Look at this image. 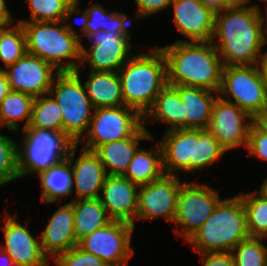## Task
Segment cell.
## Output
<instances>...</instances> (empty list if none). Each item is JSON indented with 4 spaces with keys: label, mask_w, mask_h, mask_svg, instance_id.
Returning <instances> with one entry per match:
<instances>
[{
    "label": "cell",
    "mask_w": 267,
    "mask_h": 266,
    "mask_svg": "<svg viewBox=\"0 0 267 266\" xmlns=\"http://www.w3.org/2000/svg\"><path fill=\"white\" fill-rule=\"evenodd\" d=\"M179 175L164 174L152 182L139 186L136 218L137 220H151L159 217L167 222H173L177 210V200L181 182Z\"/></svg>",
    "instance_id": "4fadbf2b"
},
{
    "label": "cell",
    "mask_w": 267,
    "mask_h": 266,
    "mask_svg": "<svg viewBox=\"0 0 267 266\" xmlns=\"http://www.w3.org/2000/svg\"><path fill=\"white\" fill-rule=\"evenodd\" d=\"M251 125L252 117L249 114L236 104L217 96L208 129L226 152L241 146L247 147Z\"/></svg>",
    "instance_id": "5bb4252c"
},
{
    "label": "cell",
    "mask_w": 267,
    "mask_h": 266,
    "mask_svg": "<svg viewBox=\"0 0 267 266\" xmlns=\"http://www.w3.org/2000/svg\"><path fill=\"white\" fill-rule=\"evenodd\" d=\"M167 64V83L219 92L223 63L213 43L179 40L160 46Z\"/></svg>",
    "instance_id": "7a4b0ae2"
},
{
    "label": "cell",
    "mask_w": 267,
    "mask_h": 266,
    "mask_svg": "<svg viewBox=\"0 0 267 266\" xmlns=\"http://www.w3.org/2000/svg\"><path fill=\"white\" fill-rule=\"evenodd\" d=\"M150 53H134L119 69L124 105L142 116L153 106L157 95L168 84L167 64L159 47Z\"/></svg>",
    "instance_id": "277c9868"
},
{
    "label": "cell",
    "mask_w": 267,
    "mask_h": 266,
    "mask_svg": "<svg viewBox=\"0 0 267 266\" xmlns=\"http://www.w3.org/2000/svg\"><path fill=\"white\" fill-rule=\"evenodd\" d=\"M68 21H21L29 54L50 63L59 72H75L81 64V40Z\"/></svg>",
    "instance_id": "3957f363"
},
{
    "label": "cell",
    "mask_w": 267,
    "mask_h": 266,
    "mask_svg": "<svg viewBox=\"0 0 267 266\" xmlns=\"http://www.w3.org/2000/svg\"><path fill=\"white\" fill-rule=\"evenodd\" d=\"M172 0H135L137 19L144 18L161 12L170 7Z\"/></svg>",
    "instance_id": "ab89813d"
},
{
    "label": "cell",
    "mask_w": 267,
    "mask_h": 266,
    "mask_svg": "<svg viewBox=\"0 0 267 266\" xmlns=\"http://www.w3.org/2000/svg\"><path fill=\"white\" fill-rule=\"evenodd\" d=\"M27 52L26 38L21 23L0 29V61L5 67L14 64Z\"/></svg>",
    "instance_id": "e575fe53"
},
{
    "label": "cell",
    "mask_w": 267,
    "mask_h": 266,
    "mask_svg": "<svg viewBox=\"0 0 267 266\" xmlns=\"http://www.w3.org/2000/svg\"><path fill=\"white\" fill-rule=\"evenodd\" d=\"M158 141L162 150L165 174L190 173V159H193V129H174Z\"/></svg>",
    "instance_id": "7402d4cb"
},
{
    "label": "cell",
    "mask_w": 267,
    "mask_h": 266,
    "mask_svg": "<svg viewBox=\"0 0 267 266\" xmlns=\"http://www.w3.org/2000/svg\"><path fill=\"white\" fill-rule=\"evenodd\" d=\"M70 202L74 211V233L77 242L112 221L99 198L76 199Z\"/></svg>",
    "instance_id": "f1b7e54d"
},
{
    "label": "cell",
    "mask_w": 267,
    "mask_h": 266,
    "mask_svg": "<svg viewBox=\"0 0 267 266\" xmlns=\"http://www.w3.org/2000/svg\"><path fill=\"white\" fill-rule=\"evenodd\" d=\"M0 266H16L12 258L0 248Z\"/></svg>",
    "instance_id": "7dc6e473"
},
{
    "label": "cell",
    "mask_w": 267,
    "mask_h": 266,
    "mask_svg": "<svg viewBox=\"0 0 267 266\" xmlns=\"http://www.w3.org/2000/svg\"><path fill=\"white\" fill-rule=\"evenodd\" d=\"M259 192L262 193L267 198V177L263 180Z\"/></svg>",
    "instance_id": "c3c4849f"
},
{
    "label": "cell",
    "mask_w": 267,
    "mask_h": 266,
    "mask_svg": "<svg viewBox=\"0 0 267 266\" xmlns=\"http://www.w3.org/2000/svg\"><path fill=\"white\" fill-rule=\"evenodd\" d=\"M28 127L62 132L61 108L50 94L34 98Z\"/></svg>",
    "instance_id": "836d02e7"
},
{
    "label": "cell",
    "mask_w": 267,
    "mask_h": 266,
    "mask_svg": "<svg viewBox=\"0 0 267 266\" xmlns=\"http://www.w3.org/2000/svg\"><path fill=\"white\" fill-rule=\"evenodd\" d=\"M29 19L17 21H68L74 14L75 0H26Z\"/></svg>",
    "instance_id": "1f68e13d"
},
{
    "label": "cell",
    "mask_w": 267,
    "mask_h": 266,
    "mask_svg": "<svg viewBox=\"0 0 267 266\" xmlns=\"http://www.w3.org/2000/svg\"><path fill=\"white\" fill-rule=\"evenodd\" d=\"M222 199L208 184L185 182L181 185L174 222L176 235L186 242L204 224Z\"/></svg>",
    "instance_id": "30bf717a"
},
{
    "label": "cell",
    "mask_w": 267,
    "mask_h": 266,
    "mask_svg": "<svg viewBox=\"0 0 267 266\" xmlns=\"http://www.w3.org/2000/svg\"><path fill=\"white\" fill-rule=\"evenodd\" d=\"M131 36L103 30L88 34L85 38H88L91 44L88 48L81 43L80 66L89 64L90 71L118 72L133 56Z\"/></svg>",
    "instance_id": "7c38bea8"
},
{
    "label": "cell",
    "mask_w": 267,
    "mask_h": 266,
    "mask_svg": "<svg viewBox=\"0 0 267 266\" xmlns=\"http://www.w3.org/2000/svg\"><path fill=\"white\" fill-rule=\"evenodd\" d=\"M246 149L248 155L267 162V133L259 131L253 124L250 127L248 144Z\"/></svg>",
    "instance_id": "f35d334b"
},
{
    "label": "cell",
    "mask_w": 267,
    "mask_h": 266,
    "mask_svg": "<svg viewBox=\"0 0 267 266\" xmlns=\"http://www.w3.org/2000/svg\"><path fill=\"white\" fill-rule=\"evenodd\" d=\"M135 227L128 222L112 220L78 242V246L101 258L107 265L130 262L135 249L131 237Z\"/></svg>",
    "instance_id": "8fae6325"
},
{
    "label": "cell",
    "mask_w": 267,
    "mask_h": 266,
    "mask_svg": "<svg viewBox=\"0 0 267 266\" xmlns=\"http://www.w3.org/2000/svg\"><path fill=\"white\" fill-rule=\"evenodd\" d=\"M262 237H249L232 251L235 266H267V246Z\"/></svg>",
    "instance_id": "d590c367"
},
{
    "label": "cell",
    "mask_w": 267,
    "mask_h": 266,
    "mask_svg": "<svg viewBox=\"0 0 267 266\" xmlns=\"http://www.w3.org/2000/svg\"><path fill=\"white\" fill-rule=\"evenodd\" d=\"M22 142L18 145L20 178L36 174L68 158L77 144L66 133L27 127L22 129Z\"/></svg>",
    "instance_id": "52a82bcc"
},
{
    "label": "cell",
    "mask_w": 267,
    "mask_h": 266,
    "mask_svg": "<svg viewBox=\"0 0 267 266\" xmlns=\"http://www.w3.org/2000/svg\"><path fill=\"white\" fill-rule=\"evenodd\" d=\"M37 176L43 189L41 200L47 204L62 203V198L66 201V196L73 193V171L68 159L40 172Z\"/></svg>",
    "instance_id": "4316f807"
},
{
    "label": "cell",
    "mask_w": 267,
    "mask_h": 266,
    "mask_svg": "<svg viewBox=\"0 0 267 266\" xmlns=\"http://www.w3.org/2000/svg\"><path fill=\"white\" fill-rule=\"evenodd\" d=\"M257 70L259 72L262 83L265 87L266 95H267V49L261 54L260 58L256 63Z\"/></svg>",
    "instance_id": "f6af8a7d"
},
{
    "label": "cell",
    "mask_w": 267,
    "mask_h": 266,
    "mask_svg": "<svg viewBox=\"0 0 267 266\" xmlns=\"http://www.w3.org/2000/svg\"><path fill=\"white\" fill-rule=\"evenodd\" d=\"M7 5L6 0H0V29L9 27L16 21Z\"/></svg>",
    "instance_id": "7bdbcfd3"
},
{
    "label": "cell",
    "mask_w": 267,
    "mask_h": 266,
    "mask_svg": "<svg viewBox=\"0 0 267 266\" xmlns=\"http://www.w3.org/2000/svg\"><path fill=\"white\" fill-rule=\"evenodd\" d=\"M15 216L5 213L4 243L0 246L14 261L16 266H49V259L43 254L40 237H34Z\"/></svg>",
    "instance_id": "2e32d148"
},
{
    "label": "cell",
    "mask_w": 267,
    "mask_h": 266,
    "mask_svg": "<svg viewBox=\"0 0 267 266\" xmlns=\"http://www.w3.org/2000/svg\"><path fill=\"white\" fill-rule=\"evenodd\" d=\"M151 118V119H150ZM149 119L167 124L166 131L184 129V105L179 92L167 84L157 95L153 106L143 116V122Z\"/></svg>",
    "instance_id": "484cf974"
},
{
    "label": "cell",
    "mask_w": 267,
    "mask_h": 266,
    "mask_svg": "<svg viewBox=\"0 0 267 266\" xmlns=\"http://www.w3.org/2000/svg\"><path fill=\"white\" fill-rule=\"evenodd\" d=\"M241 1L244 2V3H249V2H251L253 0H241ZM257 1L265 3V5H266L265 7H267V0H257Z\"/></svg>",
    "instance_id": "f907efd6"
},
{
    "label": "cell",
    "mask_w": 267,
    "mask_h": 266,
    "mask_svg": "<svg viewBox=\"0 0 267 266\" xmlns=\"http://www.w3.org/2000/svg\"><path fill=\"white\" fill-rule=\"evenodd\" d=\"M34 97L23 92L10 91L0 104V126L10 131H18L19 121L24 120L23 128L29 126Z\"/></svg>",
    "instance_id": "f546056e"
},
{
    "label": "cell",
    "mask_w": 267,
    "mask_h": 266,
    "mask_svg": "<svg viewBox=\"0 0 267 266\" xmlns=\"http://www.w3.org/2000/svg\"><path fill=\"white\" fill-rule=\"evenodd\" d=\"M216 38L218 43L214 42ZM211 42L223 66L256 65L265 47V21L260 5L241 1L215 13Z\"/></svg>",
    "instance_id": "6da1fadb"
},
{
    "label": "cell",
    "mask_w": 267,
    "mask_h": 266,
    "mask_svg": "<svg viewBox=\"0 0 267 266\" xmlns=\"http://www.w3.org/2000/svg\"><path fill=\"white\" fill-rule=\"evenodd\" d=\"M129 262H125V263H119V264H111V265H106V266H128Z\"/></svg>",
    "instance_id": "816d5d0a"
},
{
    "label": "cell",
    "mask_w": 267,
    "mask_h": 266,
    "mask_svg": "<svg viewBox=\"0 0 267 266\" xmlns=\"http://www.w3.org/2000/svg\"><path fill=\"white\" fill-rule=\"evenodd\" d=\"M56 266H106L107 264L94 254L82 250L78 245L60 254L54 261Z\"/></svg>",
    "instance_id": "74e56055"
},
{
    "label": "cell",
    "mask_w": 267,
    "mask_h": 266,
    "mask_svg": "<svg viewBox=\"0 0 267 266\" xmlns=\"http://www.w3.org/2000/svg\"><path fill=\"white\" fill-rule=\"evenodd\" d=\"M165 174L163 169L162 150L159 142L152 150L141 147L136 151L123 175L138 186L146 185Z\"/></svg>",
    "instance_id": "83f0119b"
},
{
    "label": "cell",
    "mask_w": 267,
    "mask_h": 266,
    "mask_svg": "<svg viewBox=\"0 0 267 266\" xmlns=\"http://www.w3.org/2000/svg\"><path fill=\"white\" fill-rule=\"evenodd\" d=\"M83 83L94 108L124 105L118 72L89 71Z\"/></svg>",
    "instance_id": "d4e9b609"
},
{
    "label": "cell",
    "mask_w": 267,
    "mask_h": 266,
    "mask_svg": "<svg viewBox=\"0 0 267 266\" xmlns=\"http://www.w3.org/2000/svg\"><path fill=\"white\" fill-rule=\"evenodd\" d=\"M19 178L17 141L0 133V187Z\"/></svg>",
    "instance_id": "8d00e7d4"
},
{
    "label": "cell",
    "mask_w": 267,
    "mask_h": 266,
    "mask_svg": "<svg viewBox=\"0 0 267 266\" xmlns=\"http://www.w3.org/2000/svg\"><path fill=\"white\" fill-rule=\"evenodd\" d=\"M203 266H235L231 252L199 253Z\"/></svg>",
    "instance_id": "60d3db41"
},
{
    "label": "cell",
    "mask_w": 267,
    "mask_h": 266,
    "mask_svg": "<svg viewBox=\"0 0 267 266\" xmlns=\"http://www.w3.org/2000/svg\"><path fill=\"white\" fill-rule=\"evenodd\" d=\"M252 124L259 131L267 133V106L252 117Z\"/></svg>",
    "instance_id": "ee69618b"
},
{
    "label": "cell",
    "mask_w": 267,
    "mask_h": 266,
    "mask_svg": "<svg viewBox=\"0 0 267 266\" xmlns=\"http://www.w3.org/2000/svg\"><path fill=\"white\" fill-rule=\"evenodd\" d=\"M79 2H75L73 8V14L80 16L81 28L80 34L78 33L81 41V37H86L88 34L96 33L100 30L108 32H116L118 34H130V27L133 20H130L126 13L109 11L101 4L95 3L88 5L81 12ZM129 29V30H128Z\"/></svg>",
    "instance_id": "603a6c76"
},
{
    "label": "cell",
    "mask_w": 267,
    "mask_h": 266,
    "mask_svg": "<svg viewBox=\"0 0 267 266\" xmlns=\"http://www.w3.org/2000/svg\"><path fill=\"white\" fill-rule=\"evenodd\" d=\"M218 95L251 117L267 106L265 87L256 65L223 66Z\"/></svg>",
    "instance_id": "9c48e42d"
},
{
    "label": "cell",
    "mask_w": 267,
    "mask_h": 266,
    "mask_svg": "<svg viewBox=\"0 0 267 266\" xmlns=\"http://www.w3.org/2000/svg\"><path fill=\"white\" fill-rule=\"evenodd\" d=\"M250 237L267 238V198L259 191L240 193Z\"/></svg>",
    "instance_id": "d6a6232c"
},
{
    "label": "cell",
    "mask_w": 267,
    "mask_h": 266,
    "mask_svg": "<svg viewBox=\"0 0 267 266\" xmlns=\"http://www.w3.org/2000/svg\"><path fill=\"white\" fill-rule=\"evenodd\" d=\"M11 91L23 92L32 97L49 94L55 76L59 73L50 63L38 56L26 54L3 69Z\"/></svg>",
    "instance_id": "9a60e30c"
},
{
    "label": "cell",
    "mask_w": 267,
    "mask_h": 266,
    "mask_svg": "<svg viewBox=\"0 0 267 266\" xmlns=\"http://www.w3.org/2000/svg\"><path fill=\"white\" fill-rule=\"evenodd\" d=\"M81 66L75 72H59L52 83L49 94L60 105L62 132L75 143L87 133L94 107L86 93L81 78Z\"/></svg>",
    "instance_id": "8992f818"
},
{
    "label": "cell",
    "mask_w": 267,
    "mask_h": 266,
    "mask_svg": "<svg viewBox=\"0 0 267 266\" xmlns=\"http://www.w3.org/2000/svg\"><path fill=\"white\" fill-rule=\"evenodd\" d=\"M249 237L246 212L238 194L223 198L187 243L197 253L231 252Z\"/></svg>",
    "instance_id": "5b68a950"
},
{
    "label": "cell",
    "mask_w": 267,
    "mask_h": 266,
    "mask_svg": "<svg viewBox=\"0 0 267 266\" xmlns=\"http://www.w3.org/2000/svg\"><path fill=\"white\" fill-rule=\"evenodd\" d=\"M10 91L11 87L7 75L3 72V70H0V104Z\"/></svg>",
    "instance_id": "bcb514c9"
},
{
    "label": "cell",
    "mask_w": 267,
    "mask_h": 266,
    "mask_svg": "<svg viewBox=\"0 0 267 266\" xmlns=\"http://www.w3.org/2000/svg\"><path fill=\"white\" fill-rule=\"evenodd\" d=\"M175 28L189 42H210L214 31L215 13L198 0H172Z\"/></svg>",
    "instance_id": "ac0fdd59"
},
{
    "label": "cell",
    "mask_w": 267,
    "mask_h": 266,
    "mask_svg": "<svg viewBox=\"0 0 267 266\" xmlns=\"http://www.w3.org/2000/svg\"><path fill=\"white\" fill-rule=\"evenodd\" d=\"M40 234L43 254L52 262L62 253L78 245L74 233V211L69 201L60 206L48 219Z\"/></svg>",
    "instance_id": "ffe728a7"
},
{
    "label": "cell",
    "mask_w": 267,
    "mask_h": 266,
    "mask_svg": "<svg viewBox=\"0 0 267 266\" xmlns=\"http://www.w3.org/2000/svg\"><path fill=\"white\" fill-rule=\"evenodd\" d=\"M137 184L120 175H107L99 200L112 220L133 223L136 218Z\"/></svg>",
    "instance_id": "d6986e66"
},
{
    "label": "cell",
    "mask_w": 267,
    "mask_h": 266,
    "mask_svg": "<svg viewBox=\"0 0 267 266\" xmlns=\"http://www.w3.org/2000/svg\"><path fill=\"white\" fill-rule=\"evenodd\" d=\"M143 125L132 137L104 143L93 152L99 157L107 175L123 176L141 141H153V134Z\"/></svg>",
    "instance_id": "44dd1931"
},
{
    "label": "cell",
    "mask_w": 267,
    "mask_h": 266,
    "mask_svg": "<svg viewBox=\"0 0 267 266\" xmlns=\"http://www.w3.org/2000/svg\"><path fill=\"white\" fill-rule=\"evenodd\" d=\"M173 87L184 105V129H208L218 93L182 85Z\"/></svg>",
    "instance_id": "cb8c5ba5"
},
{
    "label": "cell",
    "mask_w": 267,
    "mask_h": 266,
    "mask_svg": "<svg viewBox=\"0 0 267 266\" xmlns=\"http://www.w3.org/2000/svg\"><path fill=\"white\" fill-rule=\"evenodd\" d=\"M144 124L143 116L125 105L94 108L89 129L77 144L83 142V149L94 151L104 143L132 137Z\"/></svg>",
    "instance_id": "ba28073f"
},
{
    "label": "cell",
    "mask_w": 267,
    "mask_h": 266,
    "mask_svg": "<svg viewBox=\"0 0 267 266\" xmlns=\"http://www.w3.org/2000/svg\"><path fill=\"white\" fill-rule=\"evenodd\" d=\"M264 21H265V44H267V7H265Z\"/></svg>",
    "instance_id": "681fc988"
},
{
    "label": "cell",
    "mask_w": 267,
    "mask_h": 266,
    "mask_svg": "<svg viewBox=\"0 0 267 266\" xmlns=\"http://www.w3.org/2000/svg\"><path fill=\"white\" fill-rule=\"evenodd\" d=\"M78 146L76 144L71 149L67 158L73 171V187L75 188L73 192L75 197L71 200L99 198L107 176L105 167L93 151L83 148L79 150V156L74 161Z\"/></svg>",
    "instance_id": "e0dca14e"
},
{
    "label": "cell",
    "mask_w": 267,
    "mask_h": 266,
    "mask_svg": "<svg viewBox=\"0 0 267 266\" xmlns=\"http://www.w3.org/2000/svg\"><path fill=\"white\" fill-rule=\"evenodd\" d=\"M201 5L210 8L214 13L237 6L241 0H198Z\"/></svg>",
    "instance_id": "b9f144b4"
},
{
    "label": "cell",
    "mask_w": 267,
    "mask_h": 266,
    "mask_svg": "<svg viewBox=\"0 0 267 266\" xmlns=\"http://www.w3.org/2000/svg\"><path fill=\"white\" fill-rule=\"evenodd\" d=\"M225 153L209 129H193V159H190V173L210 167Z\"/></svg>",
    "instance_id": "4dcf8cb0"
}]
</instances>
